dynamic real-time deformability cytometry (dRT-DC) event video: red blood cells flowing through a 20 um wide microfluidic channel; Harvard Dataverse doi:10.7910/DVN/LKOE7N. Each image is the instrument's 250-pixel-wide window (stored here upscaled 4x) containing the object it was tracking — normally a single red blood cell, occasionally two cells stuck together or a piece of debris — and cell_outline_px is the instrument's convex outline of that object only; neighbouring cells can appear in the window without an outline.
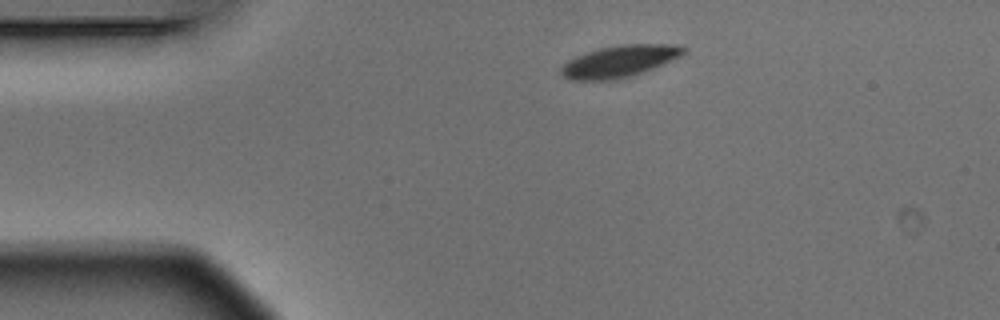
{"species": "Egyptian fruit bat (a non-hibernating species)", "species_latin": "Rousettus aegyptiacus", "temperature_condition": "warm", "stored_images_in_passage": 3, "camera_frame_rate_fps": 3000, "um_per_image_px": 0.085, "animal": {"sex": "male"}, "frame": {"image": 1, "passage_image": 1, "time_ms": 0.0, "image_size_px": [1000, 320], "cell_outline_px": [[688, 48], [684, 52], [664, 64], [644, 72], [632, 76], [616, 80], [568, 80], [560, 76], [560, 68], [568, 60], [576, 56], [600, 48], [620, 44], [684, 44]], "centroid_in_image_um": [52.65, 5.21], "position_along_channel_um": 32.3, "area_um2": 22.95}}
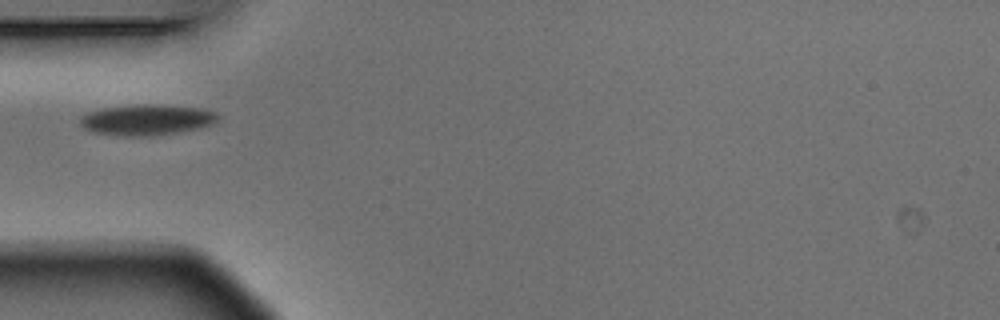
{"frame": {"image": 2, "passage_image": 3, "time_ms": 0.667, "image_size_px": [1000, 320], "cell_outline_px": [[220, 120], [212, 124], [200, 128], [180, 132], [152, 136], [124, 136], [92, 132], [84, 128], [80, 124], [80, 116], [88, 112], [100, 108], [136, 104], [160, 104], [204, 108], [216, 112], [220, 116]], "centroid_in_image_um": [12.51, 10.17], "position_along_channel_um": 72.5, "area_um2": 25.26}}